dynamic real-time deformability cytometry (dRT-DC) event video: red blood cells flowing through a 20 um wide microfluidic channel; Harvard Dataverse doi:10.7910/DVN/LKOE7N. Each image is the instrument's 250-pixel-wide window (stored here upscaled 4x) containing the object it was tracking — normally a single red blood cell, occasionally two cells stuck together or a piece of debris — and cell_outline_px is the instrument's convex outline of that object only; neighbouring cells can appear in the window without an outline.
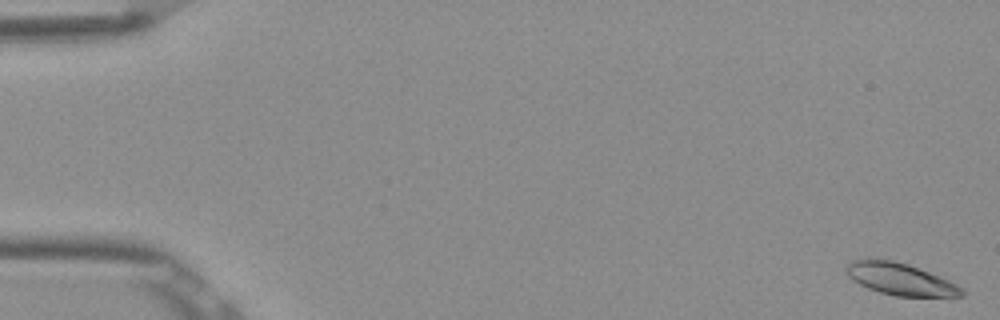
{"species": "Egyptian fruit bat (a non-hibernating species)", "species_latin": "Rousettus aegyptiacus", "temperature_condition": "room temperature", "stored_images_in_passage": 6, "camera_frame_rate_fps": 3000, "um_per_image_px": 0.085, "frame": {"image": 1, "passage_image": 1, "time_ms": 0.0, "image_size_px": [1000, 320], "cell_outline_px": [[964, 296], [896, 296], [880, 292], [868, 288], [852, 280], [844, 272], [844, 264], [852, 260], [868, 256], [872, 256], [892, 260], [908, 264], [948, 280], [964, 288]], "centroid_in_image_um": [76.41, 23.67], "position_along_channel_um": 8.6, "area_um2": 21.96}}